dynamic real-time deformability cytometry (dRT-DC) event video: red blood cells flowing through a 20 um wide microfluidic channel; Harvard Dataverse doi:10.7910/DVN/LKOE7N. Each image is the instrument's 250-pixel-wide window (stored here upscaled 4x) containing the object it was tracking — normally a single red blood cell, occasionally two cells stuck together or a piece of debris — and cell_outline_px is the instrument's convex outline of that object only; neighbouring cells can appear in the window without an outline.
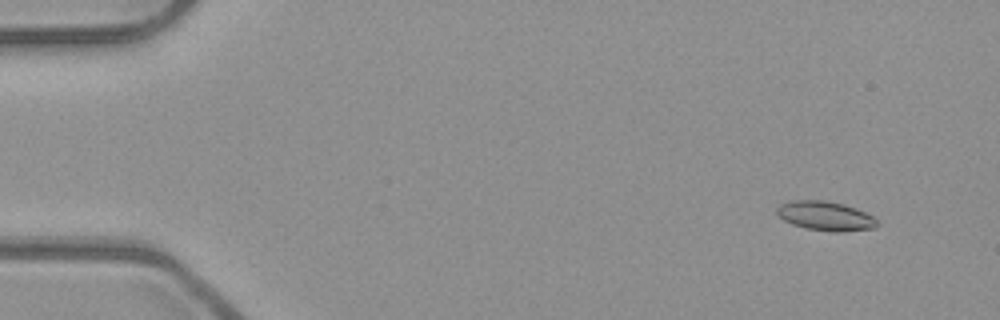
{"species": "common noctule bat (a hibernating species)", "species_latin": "Nyctalus noctula", "temperature_condition": "room temperature", "stored_images_in_passage": 6, "camera_frame_rate_fps": 3000, "um_per_image_px": 0.085, "animal": {"sex": "male", "body_mass_g": 23.1, "forearm_length_mm": 52.7}, "frame": {"image": 1, "passage_image": 2, "time_ms": 0.333, "image_size_px": [1000, 320], "cell_outline_px": [[880, 224], [876, 228], [844, 232], [832, 232], [804, 228], [792, 224], [784, 220], [776, 212], [776, 208], [780, 204], [792, 200], [824, 200], [844, 204], [856, 208], [872, 216]], "centroid_in_image_um": [70.18, 18.36], "position_along_channel_um": 14.8, "area_um2": 17.28}}